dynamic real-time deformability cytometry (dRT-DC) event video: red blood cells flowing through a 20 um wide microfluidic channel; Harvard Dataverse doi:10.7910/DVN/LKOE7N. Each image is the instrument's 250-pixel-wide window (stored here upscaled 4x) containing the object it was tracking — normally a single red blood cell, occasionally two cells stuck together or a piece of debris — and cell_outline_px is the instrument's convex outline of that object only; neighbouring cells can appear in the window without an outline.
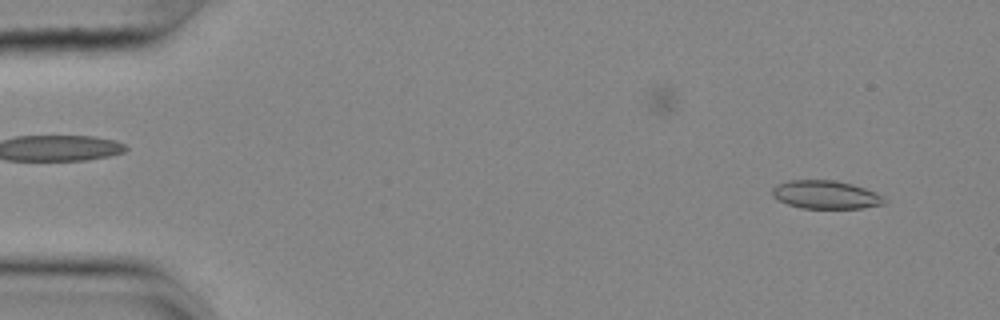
{"species": "common noctule bat (a hibernating species)", "species_latin": "Nyctalus noctula", "temperature_condition": "cold", "stored_images_in_passage": 55, "camera_frame_rate_fps": 3000, "um_per_image_px": 0.085, "animal": {"sex": "female", "body_mass_g": 25.1}, "frame": {"image": 1, "passage_image": 4, "time_ms": 1.0, "image_size_px": [1000, 320], "cell_outline_px": [[884, 204], [864, 208], [804, 208], [788, 204], [772, 196], [772, 188], [776, 184], [788, 180], [836, 180], [852, 184], [876, 192], [884, 196]], "centroid_in_image_um": [70.19, 16.54], "position_along_channel_um": 14.8, "area_um2": 18.44}}
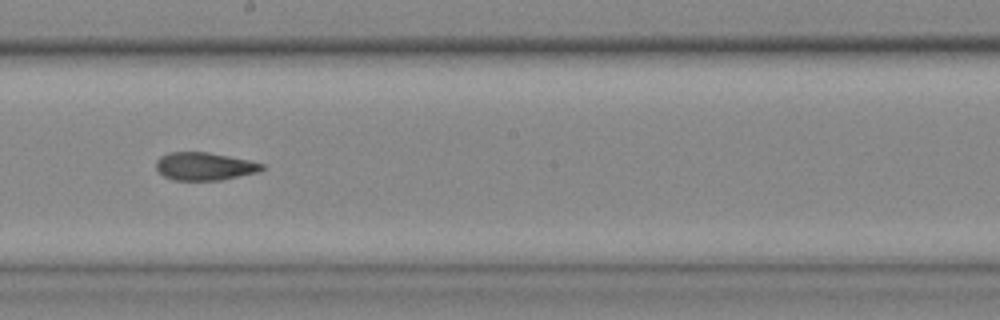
{"frame": {"image": 2, "passage_image": 31, "time_ms": 10.0, "image_size_px": [1000, 320], "cell_outline_px": [[264, 168], [260, 172], [220, 180], [176, 180], [164, 176], [156, 168], [156, 160], [160, 156], [168, 152], [208, 152], [248, 160], [264, 164]], "centroid_in_image_um": [17.38, 14.13], "position_along_channel_um": 230.8, "area_um2": 17.17}}
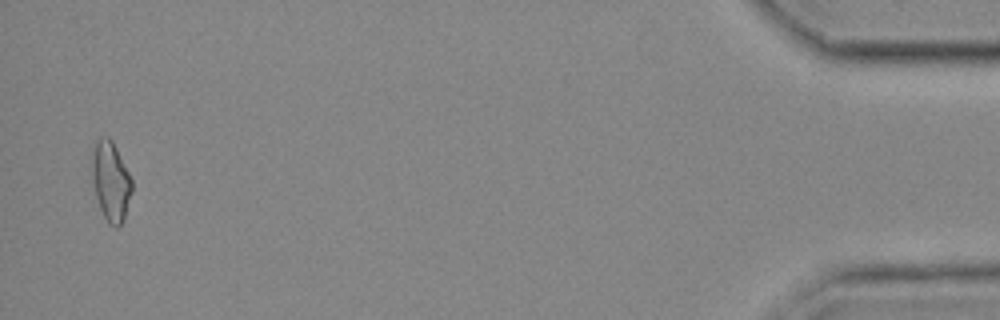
{"frame": {"image": 3, "passage_image": 54, "time_ms": 17.667, "image_size_px": [1000, 320], "cell_outline_px": [[132, 192], [124, 220], [116, 228], [108, 224], [100, 208], [96, 196], [92, 180], [92, 160], [96, 140], [100, 136], [108, 136], [112, 140], [132, 180]], "centroid_in_image_um": [9.42, 15.42], "position_along_channel_um": 425.8, "area_um2": 18.38}, "authors_computed_cell_mechanics": {"area_um2": 17.8602, "velocity_mm_per_s": 3.65, "shape_relaxation_time_tau1_ms": null, "shape_relaxation_time_tau2_ms": 4.3052, "deformation_change_tau1": null, "deformation_change_tau2": 0.1084}}